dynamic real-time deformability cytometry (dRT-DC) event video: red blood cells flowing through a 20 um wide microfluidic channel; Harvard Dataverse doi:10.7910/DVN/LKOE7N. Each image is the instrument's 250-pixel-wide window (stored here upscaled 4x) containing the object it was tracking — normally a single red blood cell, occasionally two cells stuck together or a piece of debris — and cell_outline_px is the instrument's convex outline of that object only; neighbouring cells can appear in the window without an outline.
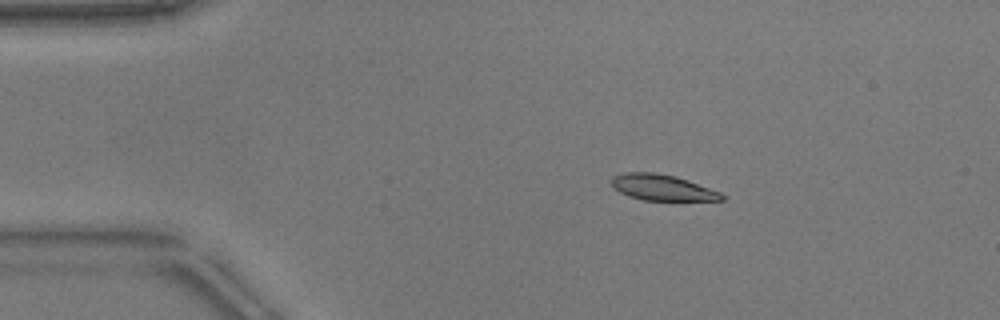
{"species": "common noctule bat (a hibernating species)", "species_latin": "Nyctalus noctula", "temperature_condition": "warm", "stored_images_in_passage": 52, "camera_frame_rate_fps": 3000, "um_per_image_px": 0.085, "animal": {"sex": "male", "body_mass_g": 17.9}, "frame": {"image": 1, "passage_image": 9, "time_ms": 2.667, "image_size_px": [1000, 320], "cell_outline_px": [[724, 200], [644, 200], [628, 196], [612, 188], [612, 176], [624, 172], [656, 172], [676, 176], [720, 192], [724, 196]], "centroid_in_image_um": [56.24, 15.93], "position_along_channel_um": 28.8, "area_um2": 16.59}}
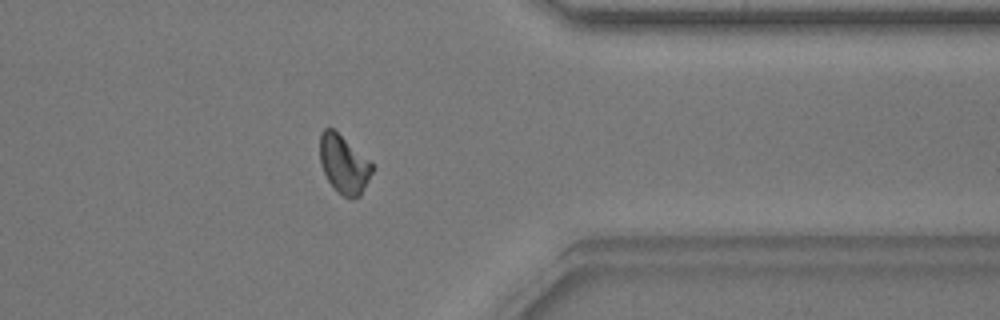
{"frame": {"image": 2, "passage_image": 42, "time_ms": 13.667, "image_size_px": [1000, 320], "cell_outline_px": [[376, 168], [360, 196], [344, 196], [336, 192], [328, 180], [320, 164], [320, 132], [324, 128], [332, 128], [372, 164]], "centroid_in_image_um": [29.22, 13.98], "position_along_channel_um": 382.2, "area_um2": 17.46}}
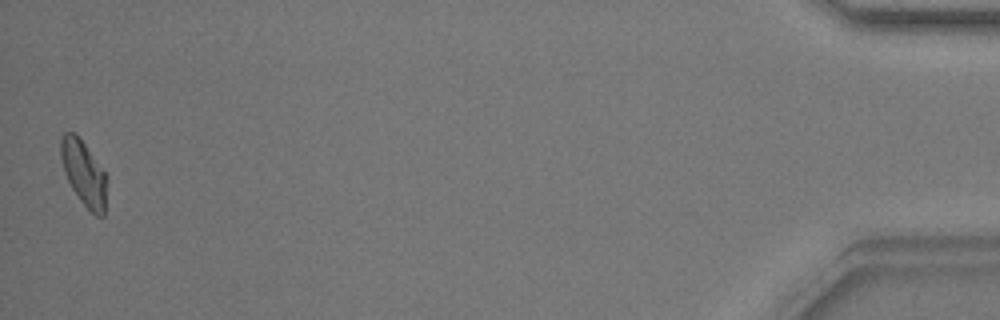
{"frame": {"image": 3, "passage_image": 52, "time_ms": 17.0, "image_size_px": [1000, 320], "cell_outline_px": [[108, 180], [104, 216], [96, 216], [80, 200], [72, 188], [64, 172], [60, 156], [60, 140], [64, 132], [72, 132], [84, 144], [108, 176]], "centroid_in_image_um": [7.14, 14.75], "position_along_channel_um": 428.1, "area_um2": 17.34}, "authors_computed_cell_mechanics": {"area_um2": 17.4845, "velocity_mm_per_s": 3.8195, "shape_relaxation_time_tau1_ms": 4.6997, "shape_relaxation_time_tau2_ms": 2.9847, "deformation_change_tau1": 0.1499, "deformation_change_tau2": 0.0798}}